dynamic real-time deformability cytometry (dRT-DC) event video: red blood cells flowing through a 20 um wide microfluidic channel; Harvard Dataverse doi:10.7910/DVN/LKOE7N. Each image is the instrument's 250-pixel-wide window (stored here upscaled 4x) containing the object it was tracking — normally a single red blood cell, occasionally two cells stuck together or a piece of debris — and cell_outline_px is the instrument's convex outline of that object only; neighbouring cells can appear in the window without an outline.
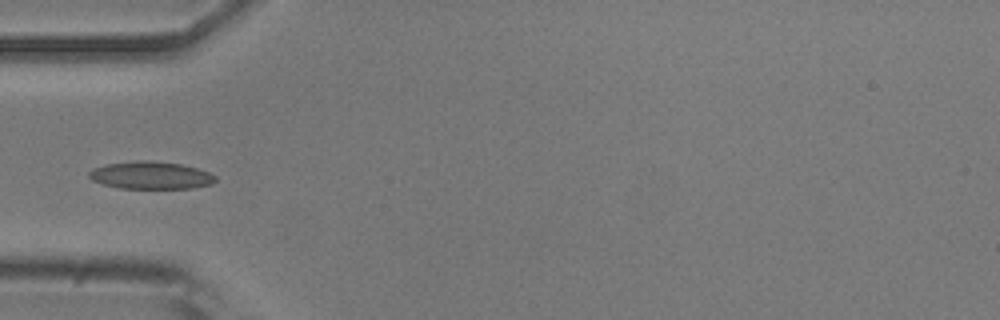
{"species": "common noctule bat (a hibernating species)", "species_latin": "Nyctalus noctula", "temperature_condition": "room temperature", "stored_images_in_passage": 6, "camera_frame_rate_fps": 3000, "um_per_image_px": 0.085, "animal": {"sex": "male", "body_mass_g": 20.5, "forearm_length_mm": 52.5}, "frame": {"image": 1, "passage_image": 5, "time_ms": 1.333, "image_size_px": [1000, 320], "cell_outline_px": [[216, 180], [212, 184], [192, 188], [120, 188], [104, 184], [92, 180], [88, 176], [88, 172], [96, 168], [108, 164], [140, 160], [144, 160], [180, 164], [196, 168], [208, 172], [216, 176]], "centroid_in_image_um": [12.84, 14.91], "position_along_channel_um": 72.2, "area_um2": 19.94}}
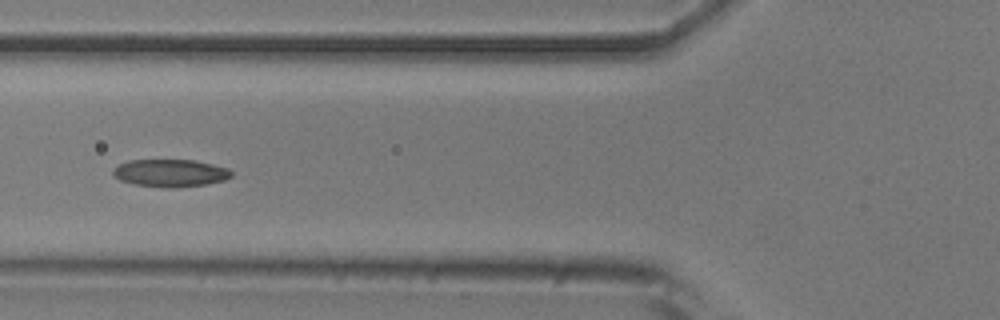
{"frame": {"image": 2, "passage_image": 6, "time_ms": 1.667, "image_size_px": [1000, 320], "cell_outline_px": [[232, 176], [224, 180], [204, 184], [172, 188], [164, 188], [132, 184], [120, 180], [112, 172], [112, 168], [128, 160], [196, 160], [228, 168], [232, 172]], "centroid_in_image_um": [14.46, 14.7], "position_along_channel_um": 111.3, "area_um2": 19.02}}